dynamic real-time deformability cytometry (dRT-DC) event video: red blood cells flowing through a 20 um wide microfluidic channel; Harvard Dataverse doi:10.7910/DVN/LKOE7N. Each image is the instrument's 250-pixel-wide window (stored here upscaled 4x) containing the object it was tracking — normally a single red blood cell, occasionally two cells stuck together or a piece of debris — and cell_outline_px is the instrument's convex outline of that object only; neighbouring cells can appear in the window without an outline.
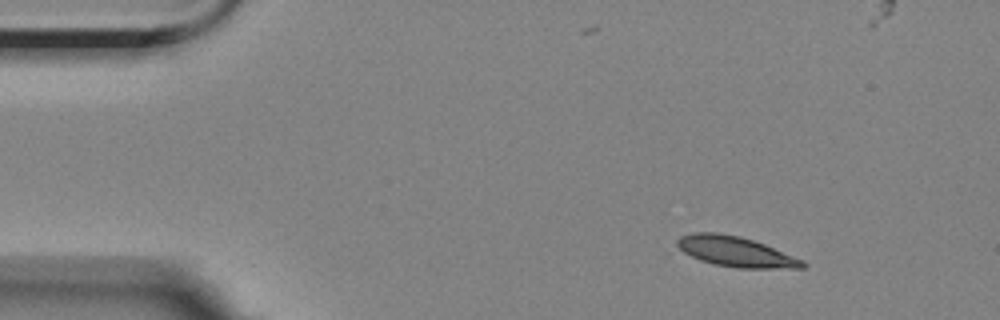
{"species": "Egyptian fruit bat (a non-hibernating species)", "species_latin": "Rousettus aegyptiacus", "temperature_condition": "room temperature", "stored_images_in_passage": 52, "camera_frame_rate_fps": 3000, "um_per_image_px": 0.085, "animal": {"sex": "female"}, "frame": {"image": 1, "passage_image": 1, "time_ms": 0.0, "image_size_px": [1000, 320], "cell_outline_px": [[808, 264], [804, 268], [736, 268], [716, 264], [700, 260], [684, 252], [676, 244], [676, 240], [680, 236], [692, 232], [716, 232], [740, 236], [764, 244], [804, 260]], "centroid_in_image_um": [62.54, 21.38], "position_along_channel_um": 22.5, "area_um2": 22.02}}
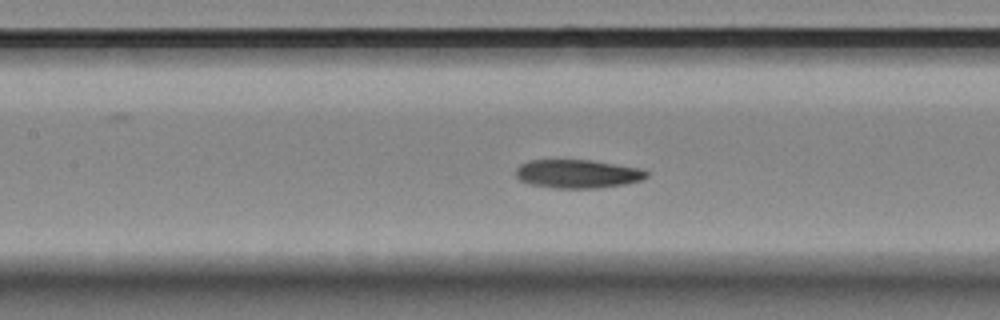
{"frame": {"image": 2, "passage_image": 19, "time_ms": 6.0, "image_size_px": [1000, 320], "cell_outline_px": [[648, 176], [640, 180], [624, 184], [600, 188], [556, 188], [532, 184], [520, 180], [516, 176], [516, 168], [520, 164], [528, 160], [592, 160], [640, 168], [648, 172]], "centroid_in_image_um": [49.09, 14.77], "position_along_channel_um": 158.3, "area_um2": 21.68}}
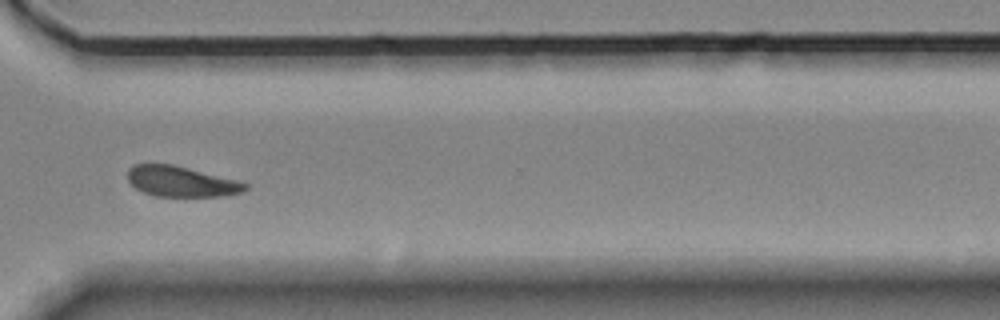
{"frame": {"image": 3, "passage_image": 36, "time_ms": 11.667, "image_size_px": [1000, 320], "cell_outline_px": [[248, 188], [244, 192], [228, 196], [156, 196], [144, 192], [136, 188], [128, 180], [128, 168], [136, 164], [172, 164], [244, 180], [248, 184]], "centroid_in_image_um": [15.52, 15.42], "position_along_channel_um": 355.1, "area_um2": 21.33}, "authors_computed_cell_mechanics": {"area_um2": 21.9062, "velocity_mm_per_s": 3.4776, "shape_relaxation_time_tau1_ms": null, "shape_relaxation_time_tau2_ms": 8.7262, "deformation_change_tau1": null, "deformation_change_tau2": 0.1274}}